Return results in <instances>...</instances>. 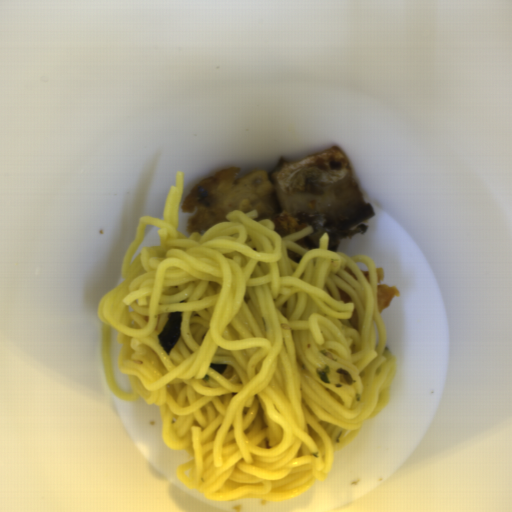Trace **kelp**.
I'll return each mask as SVG.
<instances>
[{
    "mask_svg": "<svg viewBox=\"0 0 512 512\" xmlns=\"http://www.w3.org/2000/svg\"><path fill=\"white\" fill-rule=\"evenodd\" d=\"M336 374H338L339 382H344L348 385H352L355 382L350 372L344 368L337 369Z\"/></svg>",
    "mask_w": 512,
    "mask_h": 512,
    "instance_id": "obj_2",
    "label": "kelp"
},
{
    "mask_svg": "<svg viewBox=\"0 0 512 512\" xmlns=\"http://www.w3.org/2000/svg\"><path fill=\"white\" fill-rule=\"evenodd\" d=\"M182 314L183 312L181 311H175L173 313H170L167 324L157 334L158 341L163 351L167 355H170L172 347L178 342V340L181 337Z\"/></svg>",
    "mask_w": 512,
    "mask_h": 512,
    "instance_id": "obj_1",
    "label": "kelp"
},
{
    "mask_svg": "<svg viewBox=\"0 0 512 512\" xmlns=\"http://www.w3.org/2000/svg\"><path fill=\"white\" fill-rule=\"evenodd\" d=\"M227 367H228L227 364L211 363V365H210V369H212L220 374L225 373Z\"/></svg>",
    "mask_w": 512,
    "mask_h": 512,
    "instance_id": "obj_3",
    "label": "kelp"
},
{
    "mask_svg": "<svg viewBox=\"0 0 512 512\" xmlns=\"http://www.w3.org/2000/svg\"><path fill=\"white\" fill-rule=\"evenodd\" d=\"M330 372H331L330 366L325 365V367H324L323 371H322V372H319V374H318V375H319L320 379H322V380H324L325 382H328V383H329V382H330V380H329V378H328L327 374H330Z\"/></svg>",
    "mask_w": 512,
    "mask_h": 512,
    "instance_id": "obj_4",
    "label": "kelp"
}]
</instances>
